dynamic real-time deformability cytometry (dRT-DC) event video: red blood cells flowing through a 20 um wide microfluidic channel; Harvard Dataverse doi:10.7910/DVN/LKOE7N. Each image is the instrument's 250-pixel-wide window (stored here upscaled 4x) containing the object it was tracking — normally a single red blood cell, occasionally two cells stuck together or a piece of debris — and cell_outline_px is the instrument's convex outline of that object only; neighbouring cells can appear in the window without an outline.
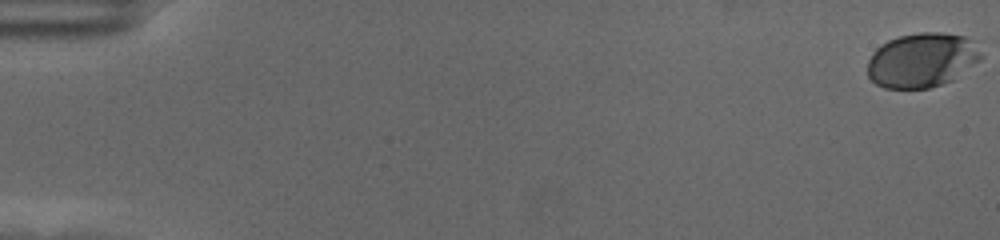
{"species": "human", "species_latin": "Homo sapiens", "temperature_condition": "cold", "stored_images_in_passage": 60, "camera_frame_rate_fps": 3000, "um_per_image_px": 0.085, "donor": {"sex": "female"}, "frame": {"image": 1, "passage_image": 1, "time_ms": 0.0, "image_size_px": [1000, 240], "cell_outline_px": [[984, 56], [980, 60], [952, 80], [944, 84], [928, 88], [884, 88], [876, 84], [868, 76], [868, 60], [872, 52], [880, 44], [888, 40], [900, 36], [920, 32], [940, 32], [964, 36], [972, 40]], "centroid_in_image_um": [78.36, 5.1], "position_along_channel_um": 6.6, "area_um2": 36.18}}
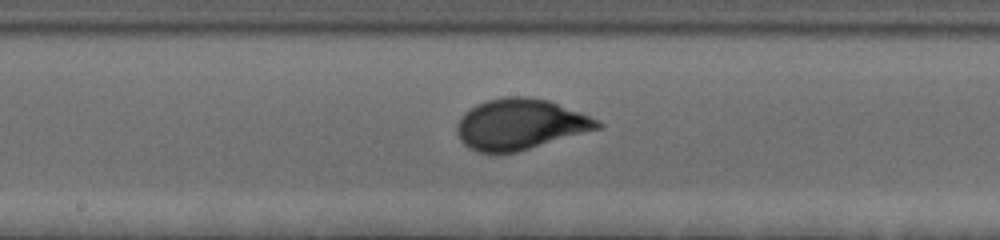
{"frame": {"image": 2, "passage_image": 33, "time_ms": 10.667, "image_size_px": [1000, 240], "cell_outline_px": [[604, 124], [600, 128], [516, 152], [496, 156], [480, 152], [468, 148], [460, 140], [456, 132], [456, 124], [464, 112], [476, 104], [488, 100], [508, 96], [528, 96], [548, 100], [580, 112], [600, 120]], "centroid_in_image_um": [44.17, 10.58], "position_along_channel_um": 204.0, "area_um2": 41.91}}
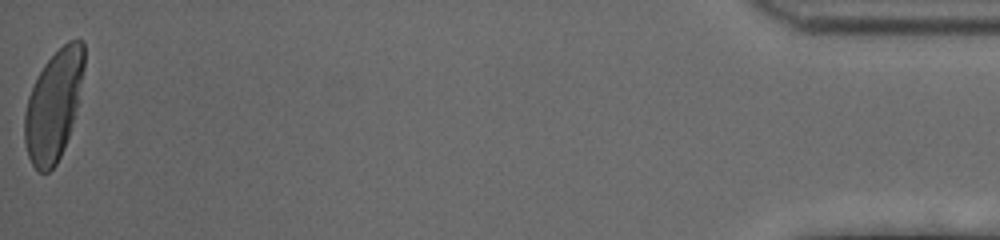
{"frame": {"image": 3, "passage_image": 60, "time_ms": 19.667, "image_size_px": [1000, 240], "cell_outline_px": [[84, 68], [76, 108], [68, 136], [64, 148], [56, 164], [48, 172], [40, 172], [32, 164], [28, 156], [24, 140], [24, 112], [28, 96], [44, 64], [68, 40], [80, 40], [84, 44]], "centroid_in_image_um": [4.54, 8.97], "position_along_channel_um": 430.7, "area_um2": 37.57}, "authors_computed_cell_mechanics": {"area_um2": 38.2636, "velocity_mm_per_s": 3.4848, "shape_relaxation_time_tau1_ms": 3.8553, "shape_relaxation_time_tau2_ms": null, "deformation_change_tau1": 0.1822, "deformation_change_tau2": null}}